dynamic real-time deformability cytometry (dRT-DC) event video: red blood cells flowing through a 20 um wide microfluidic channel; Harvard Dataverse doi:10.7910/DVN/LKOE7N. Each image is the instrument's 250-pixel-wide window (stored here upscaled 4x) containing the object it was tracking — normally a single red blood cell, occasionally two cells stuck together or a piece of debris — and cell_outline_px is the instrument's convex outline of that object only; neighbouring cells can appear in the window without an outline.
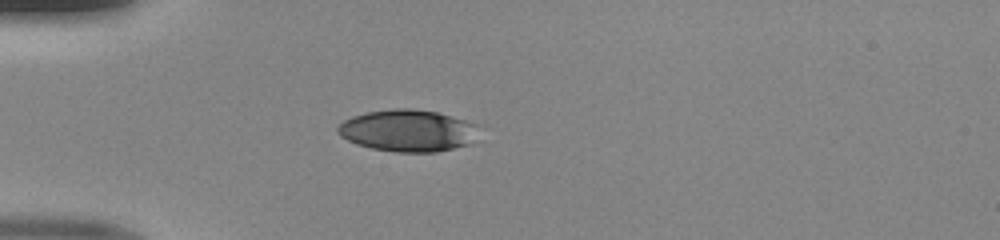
{"species": "human", "species_latin": "Homo sapiens", "temperature_condition": "room temperature", "stored_images_in_passage": 36, "camera_frame_rate_fps": 3000, "um_per_image_px": 0.085, "donor": {"sex": "male"}, "frame": {"image": 1, "passage_image": 1, "time_ms": 0.0, "image_size_px": [1000, 240], "cell_outline_px": [[476, 124], [468, 144], [436, 152], [396, 152], [372, 148], [356, 144], [340, 136], [336, 132], [336, 128], [344, 120], [352, 116], [368, 112], [392, 108], [412, 108], [436, 112], [464, 120]], "centroid_in_image_um": [34.55, 11.09], "position_along_channel_um": 50.4, "area_um2": 33.87}}
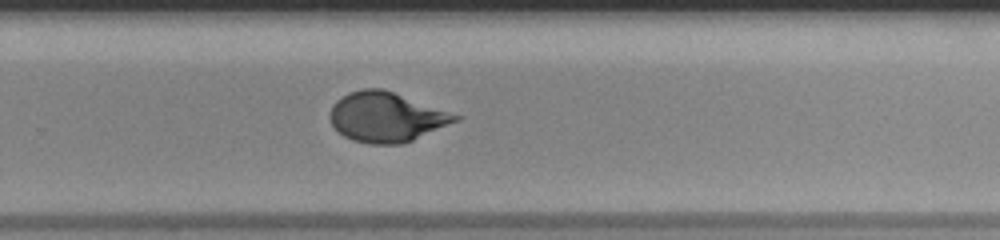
{"frame": {"image": 2, "passage_image": 20, "time_ms": 6.333, "image_size_px": [1000, 240], "cell_outline_px": [[460, 120], [412, 140], [400, 144], [368, 144], [352, 140], [344, 136], [332, 124], [328, 116], [332, 104], [336, 100], [348, 92], [364, 88], [384, 88], [460, 116]], "centroid_in_image_um": [32.79, 9.94], "position_along_channel_um": 297.0, "area_um2": 36.24}}
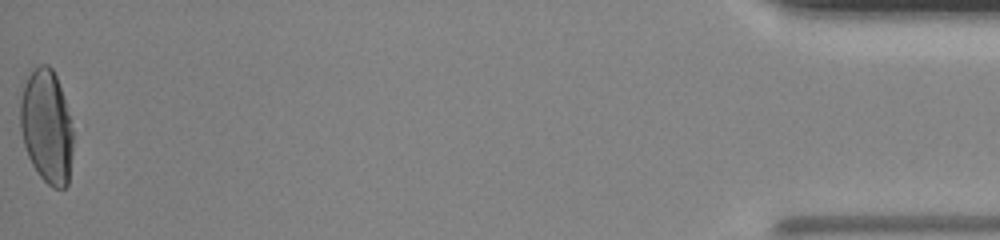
{"frame": {"image": 3, "passage_image": 36, "time_ms": 11.667, "image_size_px": [1000, 240], "cell_outline_px": [[72, 152], [68, 184], [64, 188], [52, 188], [40, 176], [32, 164], [28, 156], [24, 144], [20, 128], [20, 100], [24, 84], [28, 76], [40, 64], [48, 64], [52, 68], [56, 76], [64, 100], [72, 128]], "centroid_in_image_um": [3.95, 10.78], "position_along_channel_um": 431.2, "area_um2": 34.62}}